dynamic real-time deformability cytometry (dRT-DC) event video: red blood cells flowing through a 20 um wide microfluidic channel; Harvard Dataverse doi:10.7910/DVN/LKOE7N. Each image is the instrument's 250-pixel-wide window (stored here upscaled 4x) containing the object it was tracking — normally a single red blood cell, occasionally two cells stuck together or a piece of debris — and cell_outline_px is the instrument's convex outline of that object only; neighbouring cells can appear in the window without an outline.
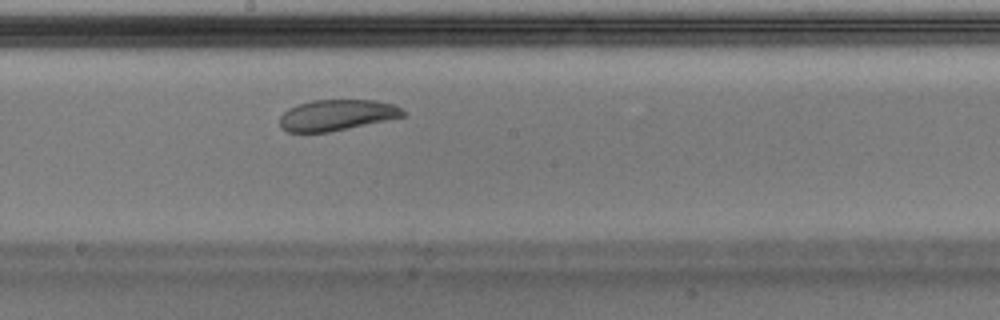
{"species": "Egyptian fruit bat (a non-hibernating species)", "species_latin": "Rousettus aegyptiacus", "temperature_condition": "warm", "stored_images_in_passage": 41, "camera_frame_rate_fps": 3000, "um_per_image_px": 0.085, "animal": {"sex": "male"}, "frame": {"image": 1, "passage_image": 18, "time_ms": 5.667, "image_size_px": [1000, 320], "cell_outline_px": [[404, 116], [328, 132], [288, 132], [280, 128], [280, 116], [288, 108], [296, 104], [312, 100], [376, 100], [392, 104], [400, 108], [404, 112]], "centroid_in_image_um": [28.56, 9.77], "position_along_channel_um": 219.6, "area_um2": 22.02}, "authors_computed_cell_mechanics": {"area_um2": 24.2182, "velocity_mm_per_s": 3.9762, "shape_relaxation_time_tau1_ms": null, "shape_relaxation_time_tau2_ms": 2.8353, "deformation_change_tau1": null, "deformation_change_tau2": 0.0898}}